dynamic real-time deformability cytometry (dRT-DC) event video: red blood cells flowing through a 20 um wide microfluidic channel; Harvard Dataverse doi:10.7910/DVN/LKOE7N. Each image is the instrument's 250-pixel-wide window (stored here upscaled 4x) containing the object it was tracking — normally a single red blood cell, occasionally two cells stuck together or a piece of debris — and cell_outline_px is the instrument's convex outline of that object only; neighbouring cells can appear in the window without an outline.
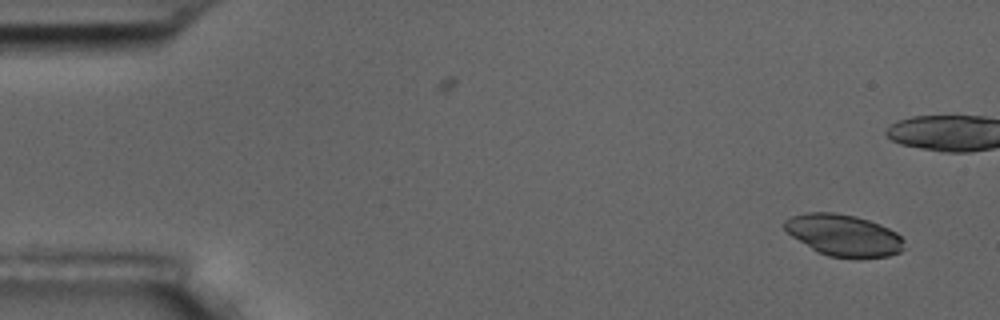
{"species": "common noctule bat (a hibernating species)", "species_latin": "Nyctalus noctula", "temperature_condition": "room temperature", "stored_images_in_passage": 2, "camera_frame_rate_fps": 3000, "um_per_image_px": 0.085, "animal": {"sex": "male", "body_mass_g": 17.5, "forearm_length_mm": 52.3}, "frame": {"image": 1, "passage_image": 2, "time_ms": 2.0, "image_size_px": [1000, 320], "cell_outline_px": [[904, 248], [900, 252], [888, 256], [860, 260], [856, 260], [828, 256], [812, 248], [792, 236], [784, 228], [784, 220], [792, 216], [808, 212], [832, 212], [856, 216], [880, 224], [896, 232], [904, 240]], "centroid_in_image_um": [71.75, 20.02], "position_along_channel_um": 13.2, "area_um2": 29.3}}